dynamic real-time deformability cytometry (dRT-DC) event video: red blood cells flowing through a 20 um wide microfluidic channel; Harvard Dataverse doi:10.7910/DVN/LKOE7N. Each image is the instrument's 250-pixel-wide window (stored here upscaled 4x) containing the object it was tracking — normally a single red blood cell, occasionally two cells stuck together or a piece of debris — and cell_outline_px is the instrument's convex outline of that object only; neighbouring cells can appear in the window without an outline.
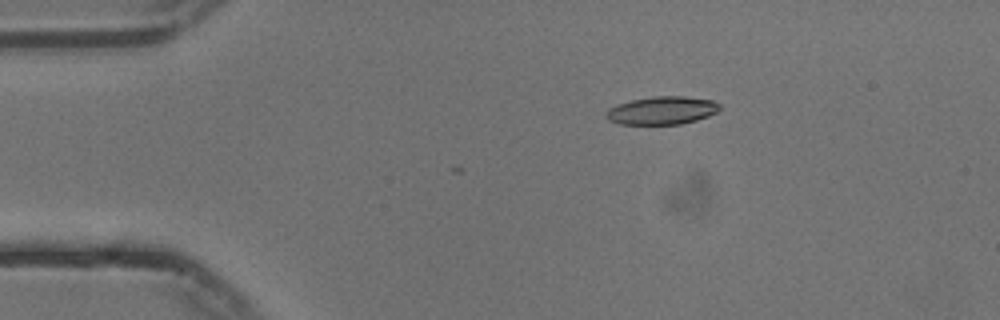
{"species": "common noctule bat (a hibernating species)", "species_latin": "Nyctalus noctula", "temperature_condition": "cold", "stored_images_in_passage": 4, "camera_frame_rate_fps": 3000, "um_per_image_px": 0.085, "animal": {"sex": "male", "body_mass_g": 13.3}, "frame": {"image": 1, "passage_image": 1, "time_ms": 0.0, "image_size_px": [1000, 320], "cell_outline_px": [[720, 108], [716, 112], [708, 116], [696, 120], [680, 124], [620, 124], [608, 120], [604, 116], [612, 108], [620, 104], [632, 100], [652, 96], [684, 96], [712, 100], [720, 104]], "centroid_in_image_um": [56.3, 9.39], "position_along_channel_um": 28.7, "area_um2": 18.32}}